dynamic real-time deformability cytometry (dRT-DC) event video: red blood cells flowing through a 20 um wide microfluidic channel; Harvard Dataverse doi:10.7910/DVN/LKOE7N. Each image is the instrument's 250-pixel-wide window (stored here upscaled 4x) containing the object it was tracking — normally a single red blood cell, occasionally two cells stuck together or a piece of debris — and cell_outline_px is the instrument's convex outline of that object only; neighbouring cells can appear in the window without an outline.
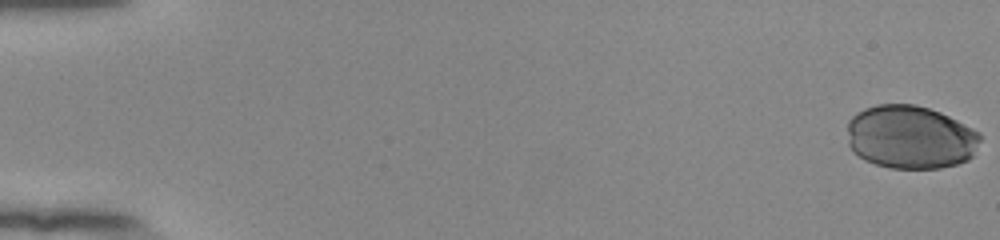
{"species": "human", "species_latin": "Homo sapiens", "temperature_condition": "room temperature", "stored_images_in_passage": 13, "camera_frame_rate_fps": 3000, "um_per_image_px": 0.085, "donor": {"sex": "female"}, "frame": {"image": 1, "passage_image": 1, "time_ms": 0.0, "image_size_px": [1000, 240], "cell_outline_px": [[980, 140], [972, 156], [968, 160], [956, 164], [940, 168], [888, 168], [864, 160], [852, 152], [848, 144], [848, 120], [856, 112], [864, 108], [876, 104], [916, 104], [940, 112], [980, 132]], "centroid_in_image_um": [77.35, 11.65], "position_along_channel_um": 7.7, "area_um2": 49.42}}